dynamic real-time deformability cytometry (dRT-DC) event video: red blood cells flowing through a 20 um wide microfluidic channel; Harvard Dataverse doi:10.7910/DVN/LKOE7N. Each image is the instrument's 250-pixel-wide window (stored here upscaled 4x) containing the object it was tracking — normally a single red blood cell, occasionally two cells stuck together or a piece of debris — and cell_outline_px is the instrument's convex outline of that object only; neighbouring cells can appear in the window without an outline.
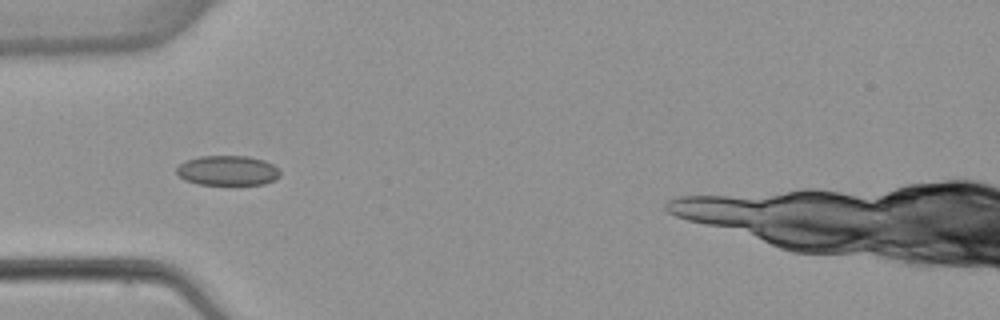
{"species": "common noctule bat (a hibernating species)", "species_latin": "Nyctalus noctula", "temperature_condition": "warm", "stored_images_in_passage": 4, "camera_frame_rate_fps": 3000, "um_per_image_px": 0.085, "animal": {"sex": "female", "body_mass_g": 22.7, "forearm_length_mm": 54.2}, "frame": {"image": 1, "passage_image": 3, "time_ms": 4.0, "image_size_px": [1000, 320], "cell_outline_px": [[280, 176], [264, 184], [200, 184], [184, 180], [176, 172], [176, 168], [184, 160], [200, 156], [248, 156], [264, 160], [272, 164], [280, 172]], "centroid_in_image_um": [19.32, 14.48], "position_along_channel_um": 65.7, "area_um2": 17.92}}
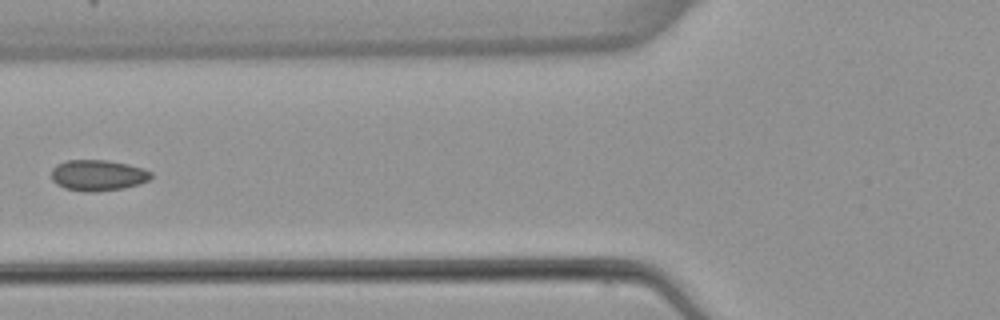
{"frame": {"image": 2, "passage_image": 4, "time_ms": 5.333, "image_size_px": [1000, 320], "cell_outline_px": [[152, 176], [148, 180], [124, 188], [96, 192], [84, 192], [64, 188], [56, 184], [52, 180], [52, 168], [56, 164], [68, 160], [108, 160], [128, 164], [144, 168], [152, 172]], "centroid_in_image_um": [8.3, 14.9], "position_along_channel_um": 117.5, "area_um2": 18.09}}